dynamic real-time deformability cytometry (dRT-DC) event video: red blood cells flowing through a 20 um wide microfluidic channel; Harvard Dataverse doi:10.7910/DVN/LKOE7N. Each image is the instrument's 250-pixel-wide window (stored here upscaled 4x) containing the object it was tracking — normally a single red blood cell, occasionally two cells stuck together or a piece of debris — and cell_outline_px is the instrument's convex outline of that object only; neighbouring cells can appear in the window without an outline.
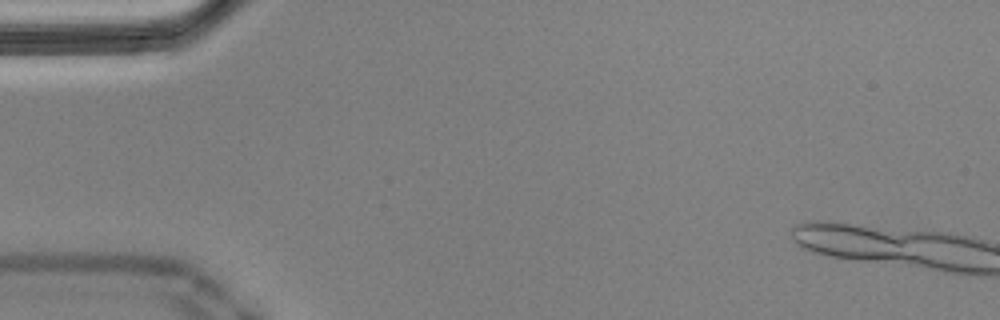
{"species": "Egyptian fruit bat (a non-hibernating species)", "species_latin": "Rousettus aegyptiacus", "temperature_condition": "cold", "stored_images_in_passage": 10, "camera_frame_rate_fps": 3000, "um_per_image_px": 0.085, "animal": {"sex": "male"}, "frame": {"image": 1, "passage_image": 4, "time_ms": 1.0, "image_size_px": [1000, 320], "cell_outline_px": [[892, 256], [848, 256], [828, 252], [836, 228], [856, 228], [872, 232], [884, 236], [892, 240]], "centroid_in_image_um": [73.1, 20.68], "position_along_channel_um": 11.9, "area_um2": 10.64}}